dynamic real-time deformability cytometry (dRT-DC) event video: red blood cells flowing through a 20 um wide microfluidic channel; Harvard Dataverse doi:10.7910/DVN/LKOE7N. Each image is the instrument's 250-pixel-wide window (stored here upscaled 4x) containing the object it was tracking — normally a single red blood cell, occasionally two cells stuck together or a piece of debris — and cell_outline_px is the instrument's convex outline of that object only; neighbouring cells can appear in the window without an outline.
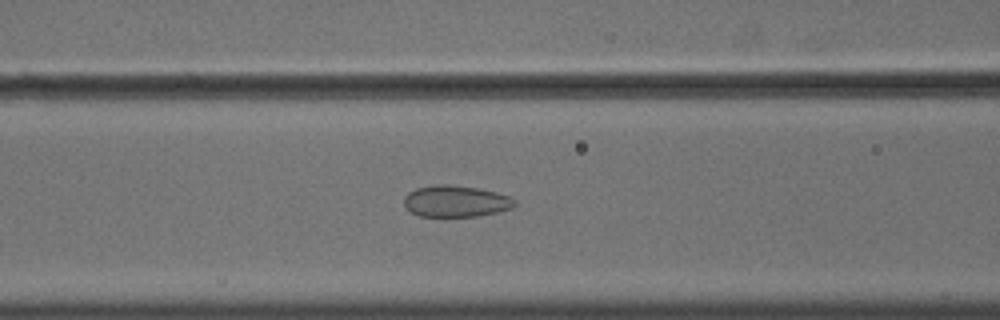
{"species": "common noctule bat (a hibernating species)", "species_latin": "Nyctalus noctula", "temperature_condition": "cold", "stored_images_in_passage": 47, "camera_frame_rate_fps": 3000, "um_per_image_px": 0.085, "animal": {"sex": "male", "body_mass_g": 18.8}, "frame": {"image": 1, "passage_image": 21, "time_ms": 6.667, "image_size_px": [1000, 320], "cell_outline_px": [[516, 204], [512, 208], [496, 212], [476, 216], [420, 216], [412, 212], [404, 204], [404, 196], [408, 192], [416, 188], [436, 184], [444, 184], [476, 188], [496, 192], [508, 196], [516, 200]], "centroid_in_image_um": [38.73, 17.1], "position_along_channel_um": 127.9, "area_um2": 20.11}}
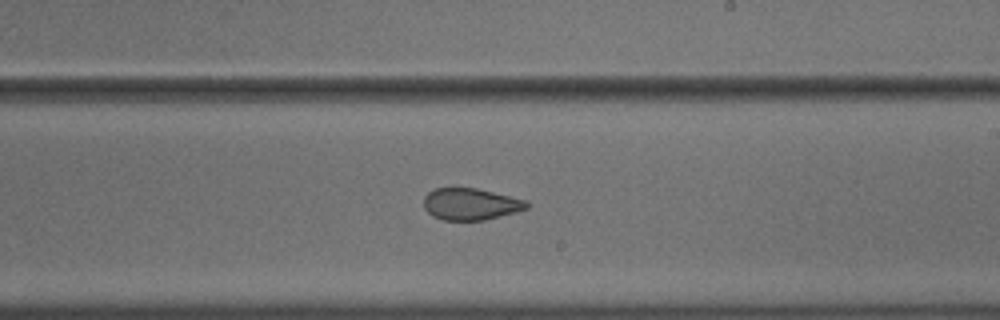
{"frame": {"image": 2, "passage_image": 31, "time_ms": 10.0, "image_size_px": [1000, 320], "cell_outline_px": [[528, 208], [484, 220], [444, 220], [432, 216], [424, 208], [424, 196], [428, 192], [436, 188], [476, 188], [528, 200]], "centroid_in_image_um": [39.98, 17.34], "position_along_channel_um": 249.0, "area_um2": 18.96}}
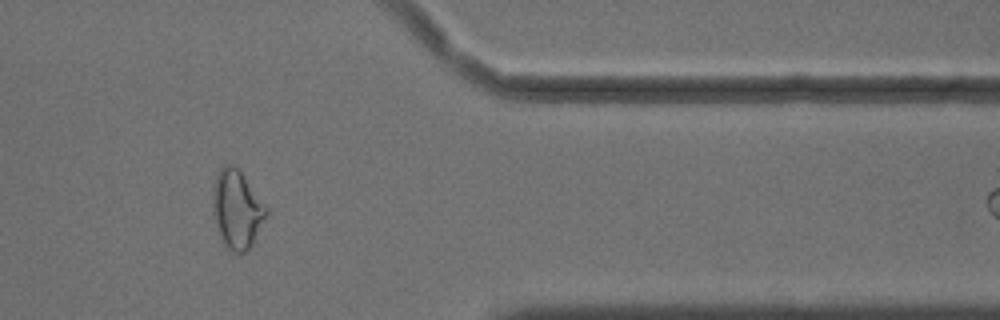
{"frame": {"image": 3, "passage_image": 44, "time_ms": 14.333, "image_size_px": [1000, 320], "cell_outline_px": [[268, 212], [252, 244], [244, 252], [236, 256], [224, 244], [220, 236], [212, 216], [212, 188], [216, 176], [220, 168], [224, 164], [232, 164], [240, 172], [268, 208]], "centroid_in_image_um": [20.1, 17.81], "position_along_channel_um": 391.3, "area_um2": 24.39}}